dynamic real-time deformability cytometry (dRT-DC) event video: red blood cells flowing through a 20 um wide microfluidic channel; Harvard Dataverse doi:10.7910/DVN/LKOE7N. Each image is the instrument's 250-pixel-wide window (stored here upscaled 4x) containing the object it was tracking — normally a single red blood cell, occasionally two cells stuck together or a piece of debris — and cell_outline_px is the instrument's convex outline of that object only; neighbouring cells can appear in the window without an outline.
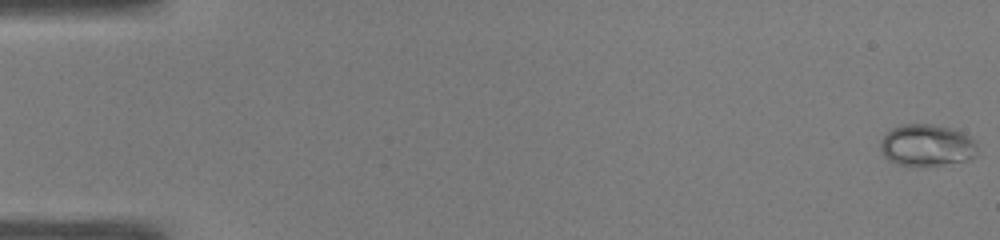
{"species": "common noctule bat (a hibernating species)", "species_latin": "Nyctalus noctula", "temperature_condition": "warm", "stored_images_in_passage": 51, "camera_frame_rate_fps": 3000, "um_per_image_px": 0.085, "animal": {"sex": "male", "body_mass_g": 19.0, "forearm_length_mm": 50.8}, "frame": {"image": 1, "passage_image": 1, "time_ms": 0.0, "image_size_px": [1000, 240], "cell_outline_px": [[972, 156], [964, 160], [940, 164], [896, 164], [888, 160], [884, 156], [880, 148], [880, 144], [884, 136], [892, 128], [904, 124], [928, 124], [948, 128], [960, 132], [968, 136], [972, 140]], "centroid_in_image_um": [78.65, 12.32], "position_along_channel_um": 6.3, "area_um2": 22.37}}
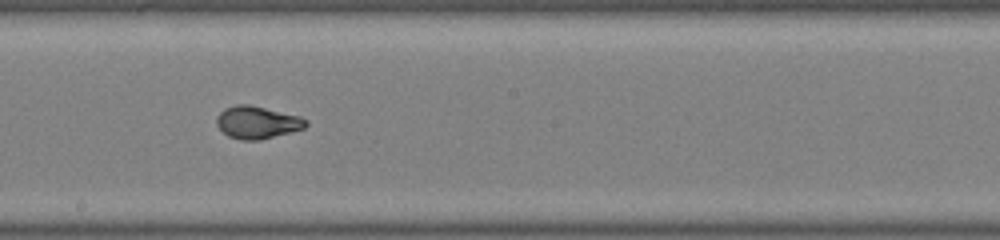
{"frame": {"image": 2, "passage_image": 29, "time_ms": 9.333, "image_size_px": [1000, 240], "cell_outline_px": [[308, 124], [304, 128], [292, 132], [260, 140], [240, 140], [228, 136], [216, 124], [216, 116], [224, 108], [236, 104], [248, 104], [300, 116], [308, 120]], "centroid_in_image_um": [21.86, 10.4], "position_along_channel_um": 226.3, "area_um2": 16.99}}
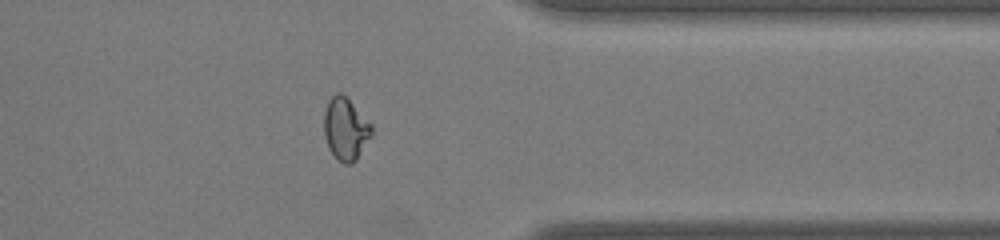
{"frame": {"image": 3, "passage_image": 41, "time_ms": 13.333, "image_size_px": [1000, 240], "cell_outline_px": [[372, 136], [356, 160], [352, 164], [344, 164], [328, 148], [324, 132], [324, 112], [328, 100], [336, 92], [340, 92], [372, 124]], "centroid_in_image_um": [29.38, 10.97], "position_along_channel_um": 382.0, "area_um2": 17.11}}